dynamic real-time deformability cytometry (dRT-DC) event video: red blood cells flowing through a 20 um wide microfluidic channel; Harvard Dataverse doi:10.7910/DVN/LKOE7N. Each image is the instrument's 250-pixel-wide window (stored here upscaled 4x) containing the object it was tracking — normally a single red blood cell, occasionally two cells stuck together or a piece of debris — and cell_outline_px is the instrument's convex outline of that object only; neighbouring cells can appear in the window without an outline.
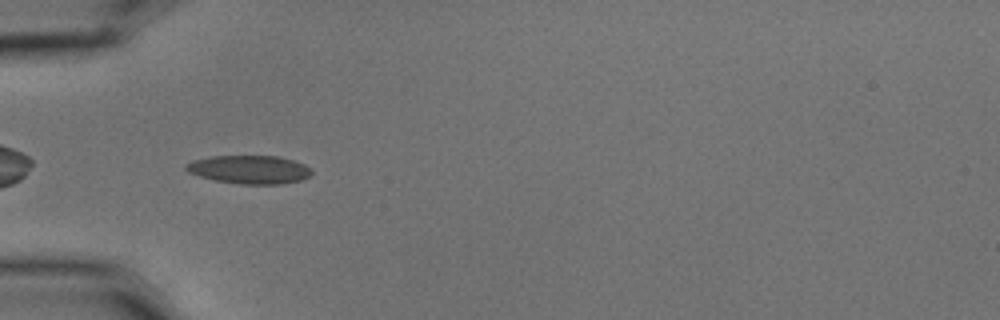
{"species": "common noctule bat (a hibernating species)", "species_latin": "Nyctalus noctula", "temperature_condition": "cold", "stored_images_in_passage": 4, "camera_frame_rate_fps": 3000, "um_per_image_px": 0.085, "animal": {"sex": "male", "body_mass_g": 15.6}, "frame": {"image": 1, "passage_image": 4, "time_ms": 1.0, "image_size_px": [1000, 320], "cell_outline_px": [[312, 172], [308, 176], [300, 180], [280, 184], [240, 184], [212, 180], [188, 172], [184, 168], [184, 164], [192, 160], [212, 156], [280, 156], [304, 164], [312, 168]], "centroid_in_image_um": [21.17, 14.41], "position_along_channel_um": 63.8, "area_um2": 20.87}}